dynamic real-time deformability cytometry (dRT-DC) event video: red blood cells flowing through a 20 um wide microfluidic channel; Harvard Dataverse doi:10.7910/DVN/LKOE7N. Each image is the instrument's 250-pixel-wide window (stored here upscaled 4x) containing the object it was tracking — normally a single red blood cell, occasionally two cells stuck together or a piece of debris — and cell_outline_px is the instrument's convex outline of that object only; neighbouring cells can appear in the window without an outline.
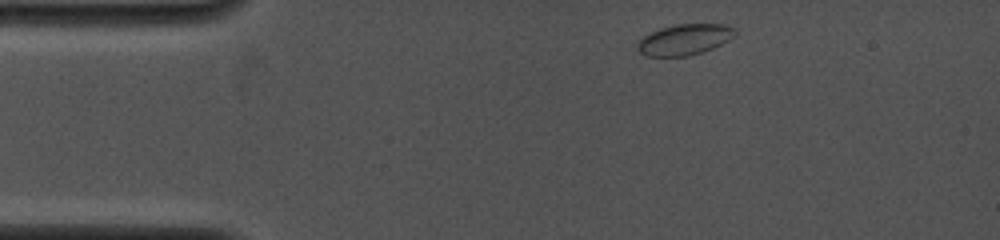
{"species": "common noctule bat (a hibernating species)", "species_latin": "Nyctalus noctula", "temperature_condition": "cold", "stored_images_in_passage": 17, "camera_frame_rate_fps": 4000, "um_per_image_px": 0.085, "animal": {"sex": "female", "body_mass_g": 19.0, "forearm_length_mm": 53.3}, "frame": {"image": 1, "passage_image": 1, "time_ms": 0.0, "image_size_px": [1000, 240], "cell_outline_px": [[736, 36], [712, 48], [688, 56], [644, 56], [636, 48], [636, 44], [644, 36], [660, 28], [676, 24], [724, 24], [736, 28]], "centroid_in_image_um": [58.19, 3.36], "position_along_channel_um": 26.8, "area_um2": 17.51}}
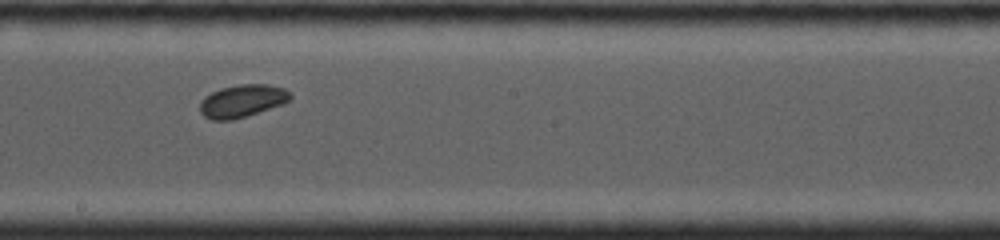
{"frame": {"image": 2, "passage_image": 9, "time_ms": 6.25, "image_size_px": [1000, 240], "cell_outline_px": [[292, 96], [284, 104], [232, 120], [212, 120], [204, 116], [200, 112], [200, 104], [204, 96], [220, 88], [240, 84], [268, 84], [284, 88]], "centroid_in_image_um": [20.58, 8.57], "position_along_channel_um": 227.6, "area_um2": 17.11}}
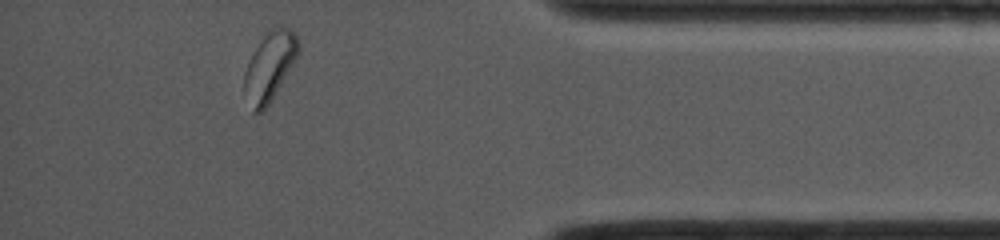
{"frame": {"image": 3, "passage_image": 17, "time_ms": 11.25, "image_size_px": [1000, 240], "cell_outline_px": [[300, 52], [276, 92], [268, 104], [260, 112], [252, 112], [244, 92], [244, 72], [248, 60], [264, 36], [272, 28], [288, 28], [296, 36], [300, 44]], "centroid_in_image_um": [22.91, 5.66], "position_along_channel_um": 412.3, "area_um2": 21.21}, "authors_computed_cell_mechanics": {"area_um2": 17.2822, "velocity_mm_per_s": 4.0796, "shape_relaxation_time_tau1_ms": 0.9211, "shape_relaxation_time_tau2_ms": null, "deformation_change_tau1": 0.042, "deformation_change_tau2": null}}